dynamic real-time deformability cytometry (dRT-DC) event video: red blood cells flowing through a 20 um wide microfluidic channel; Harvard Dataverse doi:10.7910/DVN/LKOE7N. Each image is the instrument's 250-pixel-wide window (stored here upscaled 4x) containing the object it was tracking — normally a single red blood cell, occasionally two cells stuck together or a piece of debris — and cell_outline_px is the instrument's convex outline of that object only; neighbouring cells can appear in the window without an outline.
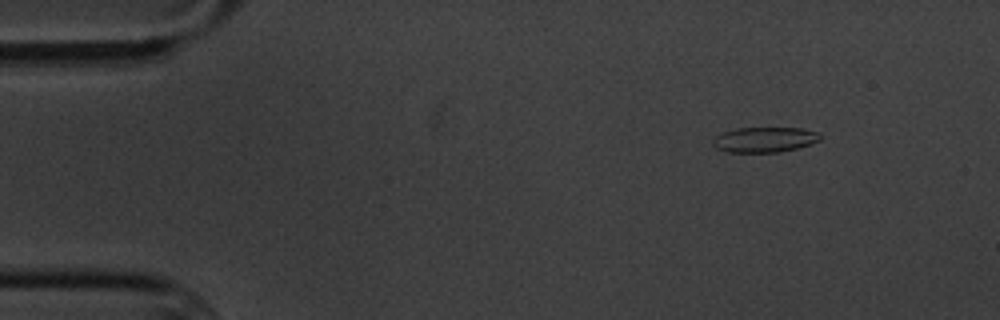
{"species": "common noctule bat (a hibernating species)", "species_latin": "Nyctalus noctula", "temperature_condition": "cold", "stored_images_in_passage": 7, "camera_frame_rate_fps": 3000, "um_per_image_px": 0.085, "animal": {"sex": "male", "body_mass_g": 20.1, "forearm_length_mm": 53.5}, "frame": {"image": 1, "passage_image": 1, "time_ms": 0.0, "image_size_px": [1000, 320], "cell_outline_px": [[820, 140], [796, 148], [780, 152], [728, 152], [716, 148], [712, 144], [712, 140], [716, 136], [724, 132], [736, 128], [804, 128], [820, 132]], "centroid_in_image_um": [64.98, 11.86], "position_along_channel_um": 20.0, "area_um2": 15.72}}
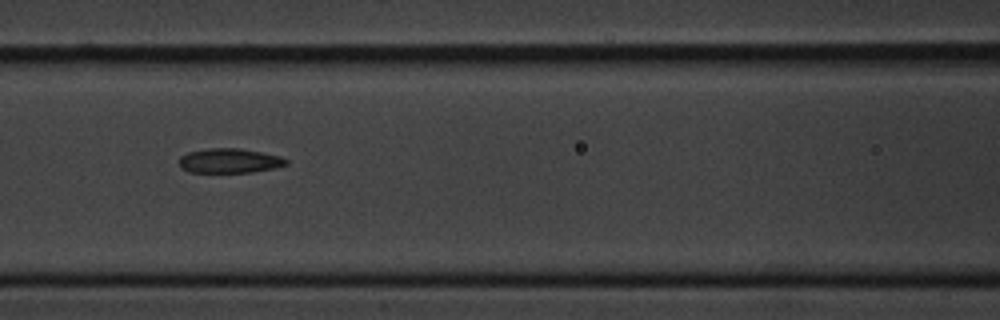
{"frame": {"image": 2, "passage_image": 6, "time_ms": 6.0, "image_size_px": [1000, 320], "cell_outline_px": [[288, 164], [276, 168], [252, 172], [188, 172], [180, 168], [180, 156], [188, 152], [208, 148], [240, 148], [280, 156], [288, 160]], "centroid_in_image_um": [19.51, 13.66], "position_along_channel_um": 147.1, "area_um2": 15.37}}
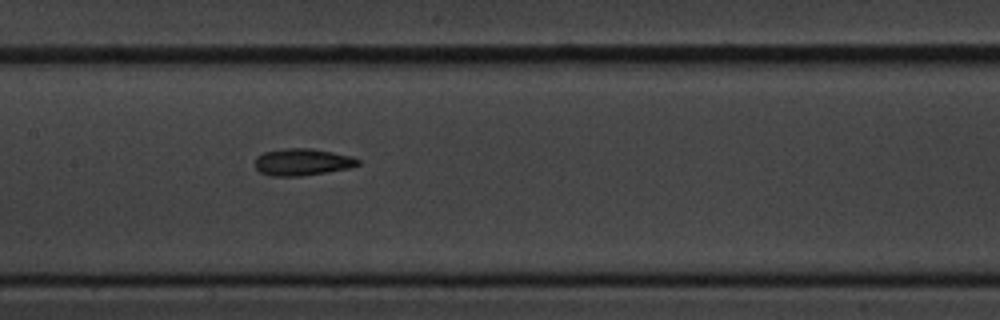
{"frame": {"image": 3, "passage_image": 7, "time_ms": 7.0, "image_size_px": [1000, 320], "cell_outline_px": [[360, 164], [352, 168], [328, 172], [300, 176], [272, 176], [260, 172], [256, 168], [256, 156], [264, 152], [284, 148], [312, 148], [352, 156], [360, 160]], "centroid_in_image_um": [25.73, 13.77], "position_along_channel_um": 181.7, "area_um2": 16.3}}